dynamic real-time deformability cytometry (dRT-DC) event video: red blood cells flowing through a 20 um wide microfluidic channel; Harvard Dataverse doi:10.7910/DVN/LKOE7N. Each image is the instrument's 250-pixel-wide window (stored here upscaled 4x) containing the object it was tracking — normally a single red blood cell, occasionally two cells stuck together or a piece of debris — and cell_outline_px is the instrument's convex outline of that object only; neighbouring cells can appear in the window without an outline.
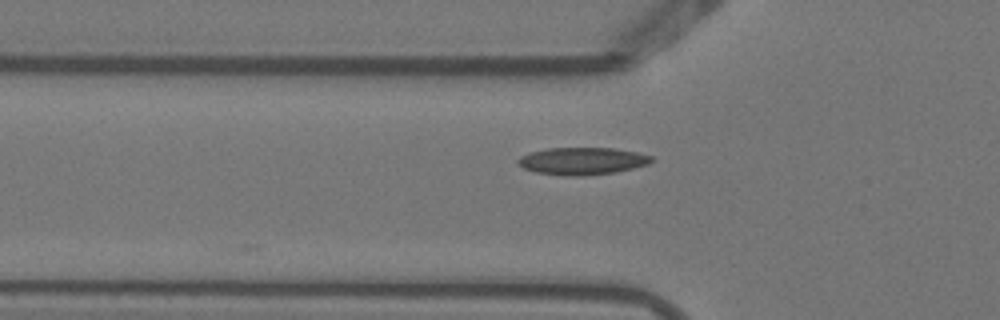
{"species": "Egyptian fruit bat (a non-hibernating species)", "species_latin": "Rousettus aegyptiacus", "temperature_condition": "warm", "stored_images_in_passage": 3, "camera_frame_rate_fps": 3000, "um_per_image_px": 0.085, "animal": {"sex": "female"}, "frame": {"image": 1, "passage_image": 2, "time_ms": 0.333, "image_size_px": [1000, 320], "cell_outline_px": [[652, 160], [648, 164], [632, 168], [612, 172], [580, 176], [568, 176], [536, 172], [524, 168], [516, 164], [516, 160], [520, 156], [528, 152], [548, 148], [612, 148], [636, 152], [652, 156]], "centroid_in_image_um": [49.42, 13.68], "position_along_channel_um": 76.4, "area_um2": 21.1}}
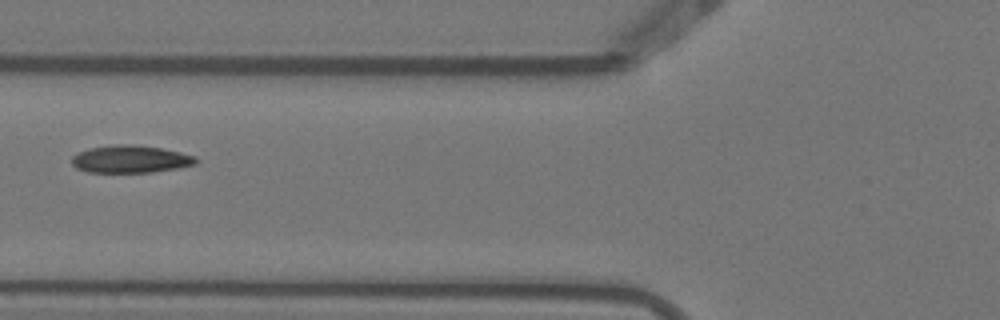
{"frame": {"image": 2, "passage_image": 3, "time_ms": 0.667, "image_size_px": [1000, 320], "cell_outline_px": [[196, 164], [176, 168], [152, 172], [88, 172], [76, 168], [72, 164], [72, 156], [88, 148], [112, 144], [136, 144], [160, 148], [180, 152], [196, 156]], "centroid_in_image_um": [11.07, 13.51], "position_along_channel_um": 114.7, "area_um2": 19.88}}